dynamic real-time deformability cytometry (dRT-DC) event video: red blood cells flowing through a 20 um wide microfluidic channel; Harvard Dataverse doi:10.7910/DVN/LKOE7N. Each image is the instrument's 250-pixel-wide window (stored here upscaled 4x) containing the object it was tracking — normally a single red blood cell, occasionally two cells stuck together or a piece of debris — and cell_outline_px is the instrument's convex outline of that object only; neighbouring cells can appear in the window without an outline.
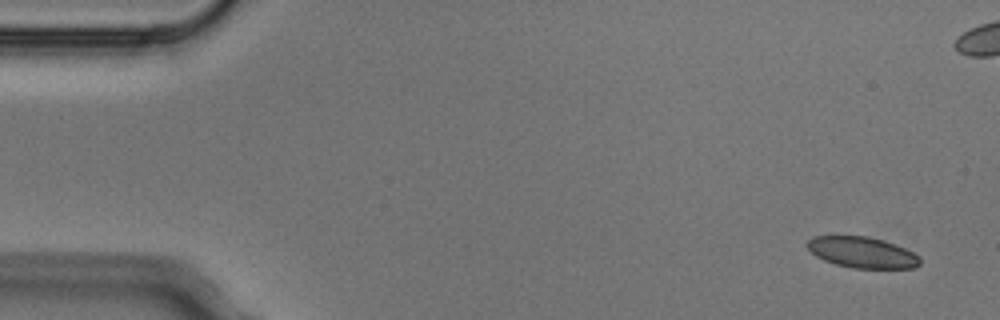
{"species": "Egyptian fruit bat (a non-hibernating species)", "species_latin": "Rousettus aegyptiacus", "temperature_condition": "cold", "stored_images_in_passage": 5, "camera_frame_rate_fps": 3000, "um_per_image_px": 0.085, "animal": {"sex": "male"}, "frame": {"image": 1, "passage_image": 1, "time_ms": 0.0, "image_size_px": [1000, 320], "cell_outline_px": [[920, 264], [912, 268], [852, 268], [836, 264], [824, 260], [816, 256], [804, 244], [812, 236], [868, 236], [884, 240], [896, 244], [912, 252], [920, 260]], "centroid_in_image_um": [73.24, 21.44], "position_along_channel_um": 11.8, "area_um2": 20.29}}